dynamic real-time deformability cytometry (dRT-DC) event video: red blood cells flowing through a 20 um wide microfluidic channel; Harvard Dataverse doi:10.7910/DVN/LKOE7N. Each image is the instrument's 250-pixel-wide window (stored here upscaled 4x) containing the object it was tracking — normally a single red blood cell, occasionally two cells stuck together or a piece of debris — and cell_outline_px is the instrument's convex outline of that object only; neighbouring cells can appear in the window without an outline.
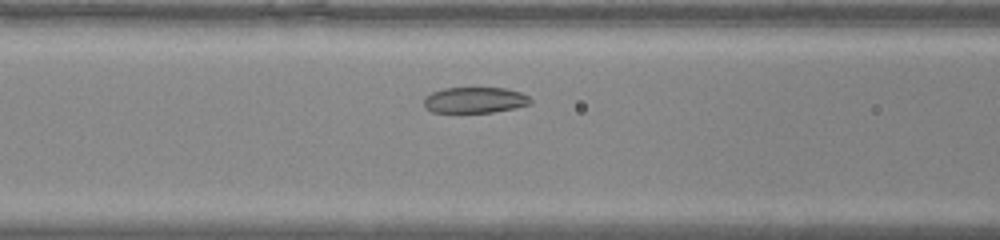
{"species": "common noctule bat (a hibernating species)", "species_latin": "Nyctalus noctula", "temperature_condition": "warm", "stored_images_in_passage": 33, "camera_frame_rate_fps": 3000, "um_per_image_px": 0.085, "animal": {"sex": "male", "body_mass_g": 20.0, "forearm_length_mm": 53.3}, "frame": {"image": 1, "passage_image": 10, "time_ms": 3.0, "image_size_px": [1000, 240], "cell_outline_px": [[532, 104], [516, 108], [492, 112], [432, 112], [424, 108], [424, 96], [432, 92], [444, 88], [508, 88], [520, 92], [528, 96], [532, 100]], "centroid_in_image_um": [40.37, 8.5], "position_along_channel_um": 126.2, "area_um2": 16.24}}
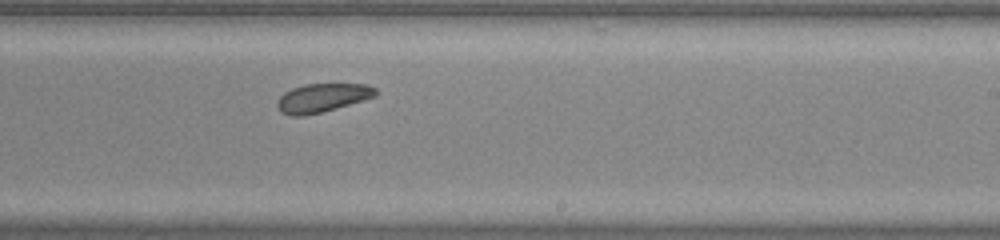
{"frame": {"image": 2, "passage_image": 19, "time_ms": 6.0, "image_size_px": [1000, 240], "cell_outline_px": [[376, 96], [364, 100], [320, 112], [304, 116], [292, 116], [280, 112], [276, 104], [276, 100], [284, 92], [292, 88], [304, 84], [368, 84], [376, 88]], "centroid_in_image_um": [27.36, 8.31], "position_along_channel_um": 261.6, "area_um2": 16.42}}
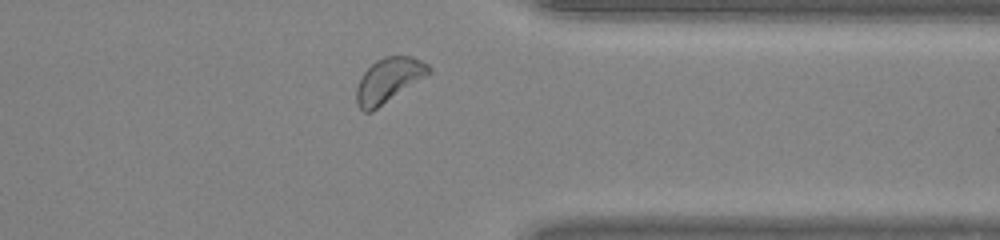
{"frame": {"image": 3, "passage_image": 27, "time_ms": 8.667, "image_size_px": [1000, 240], "cell_outline_px": [[432, 72], [372, 112], [364, 112], [356, 104], [356, 88], [364, 72], [376, 60], [384, 56], [412, 56], [428, 64], [432, 68]], "centroid_in_image_um": [33.04, 6.82], "position_along_channel_um": 378.4, "area_um2": 18.73}}